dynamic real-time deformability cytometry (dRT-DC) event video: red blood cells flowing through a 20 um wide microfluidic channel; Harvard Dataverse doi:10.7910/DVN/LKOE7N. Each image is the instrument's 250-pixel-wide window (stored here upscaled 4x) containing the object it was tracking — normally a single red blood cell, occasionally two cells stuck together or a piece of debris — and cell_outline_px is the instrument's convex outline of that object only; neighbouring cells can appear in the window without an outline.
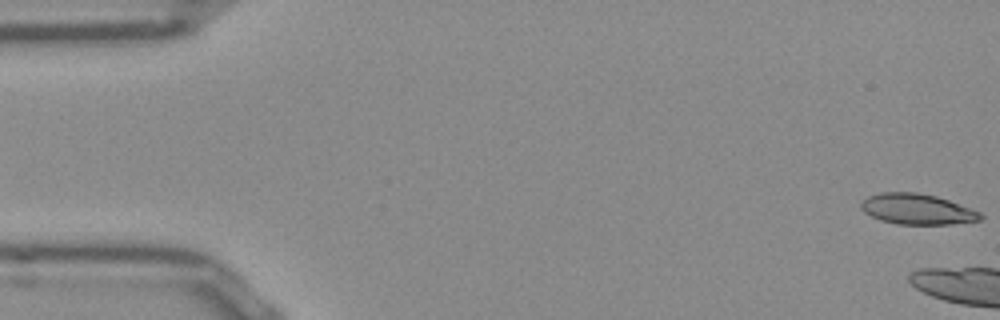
{"species": "Egyptian fruit bat (a non-hibernating species)", "species_latin": "Rousettus aegyptiacus", "temperature_condition": "room temperature", "stored_images_in_passage": 5, "camera_frame_rate_fps": 3000, "um_per_image_px": 0.085, "frame": {"image": 1, "passage_image": 1, "time_ms": 0.0, "image_size_px": [1000, 320], "cell_outline_px": [[984, 216], [980, 220], [952, 224], [896, 224], [880, 220], [864, 212], [860, 208], [860, 204], [868, 196], [880, 192], [916, 192], [936, 196], [948, 200], [980, 212]], "centroid_in_image_um": [77.94, 17.78], "position_along_channel_um": 7.1, "area_um2": 21.21}}